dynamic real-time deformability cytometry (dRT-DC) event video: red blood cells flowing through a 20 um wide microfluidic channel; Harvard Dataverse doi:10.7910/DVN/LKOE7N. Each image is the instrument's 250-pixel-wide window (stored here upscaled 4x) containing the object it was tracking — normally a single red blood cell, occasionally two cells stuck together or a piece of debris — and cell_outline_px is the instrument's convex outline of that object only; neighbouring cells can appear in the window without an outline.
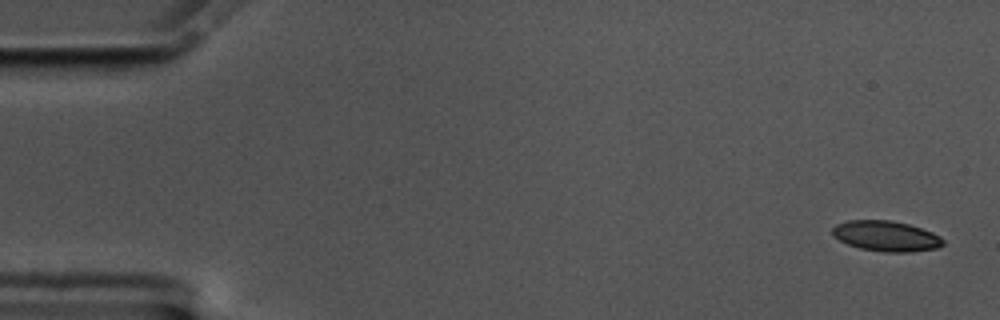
{"species": "common noctule bat (a hibernating species)", "species_latin": "Nyctalus noctula", "temperature_condition": "cold", "stored_images_in_passage": 57, "camera_frame_rate_fps": 3000, "um_per_image_px": 0.085, "animal": {"sex": "male", "body_mass_g": 17.5, "forearm_length_mm": 52.3}, "frame": {"image": 1, "passage_image": 1, "time_ms": 0.0, "image_size_px": [1000, 320], "cell_outline_px": [[944, 244], [936, 248], [908, 252], [884, 252], [860, 248], [848, 244], [832, 236], [832, 228], [836, 224], [848, 220], [892, 220], [908, 224], [932, 232], [940, 236], [944, 240]], "centroid_in_image_um": [75.3, 20.06], "position_along_channel_um": 9.7, "area_um2": 19.59}}
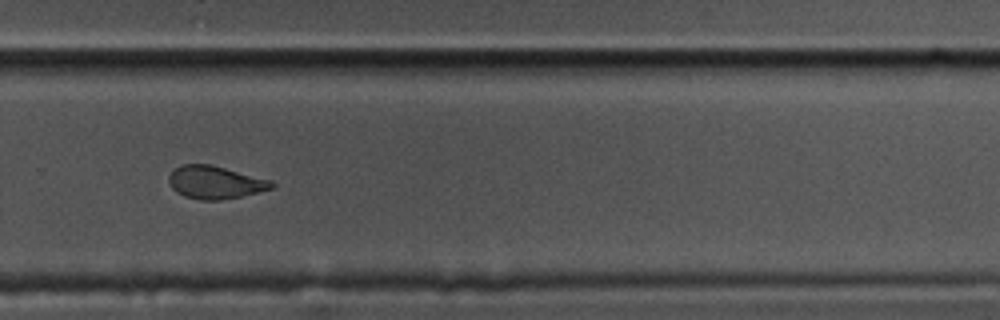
{"frame": {"image": 2, "passage_image": 38, "time_ms": 12.333, "image_size_px": [1000, 320], "cell_outline_px": [[276, 184], [272, 188], [240, 196], [220, 200], [200, 200], [184, 196], [176, 192], [168, 184], [168, 176], [176, 168], [184, 164], [208, 164], [272, 180]], "centroid_in_image_um": [18.26, 15.51], "position_along_channel_um": 311.5, "area_um2": 19.48}}
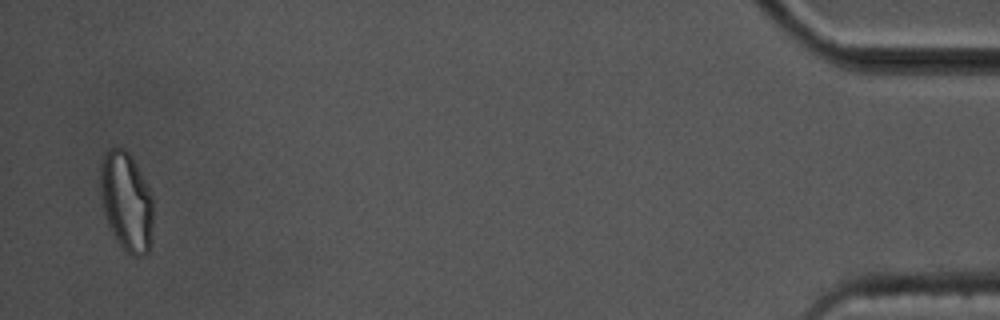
{"frame": {"image": 3, "passage_image": 55, "time_ms": 18.0, "image_size_px": [1000, 320], "cell_outline_px": [[152, 240], [148, 252], [144, 256], [132, 256], [116, 240], [108, 224], [104, 212], [100, 192], [100, 160], [108, 148], [124, 148], [132, 156], [152, 196]], "centroid_in_image_um": [10.73, 17.12], "position_along_channel_um": 424.5, "area_um2": 30.63}, "authors_computed_cell_mechanics": {"area_um2": 20.5768, "velocity_mm_per_s": 3.5005, "shape_relaxation_time_tau1_ms": 7.2479, "shape_relaxation_time_tau2_ms": 1.7928, "deformation_change_tau1": 0.1442, "deformation_change_tau2": 0.0684}}